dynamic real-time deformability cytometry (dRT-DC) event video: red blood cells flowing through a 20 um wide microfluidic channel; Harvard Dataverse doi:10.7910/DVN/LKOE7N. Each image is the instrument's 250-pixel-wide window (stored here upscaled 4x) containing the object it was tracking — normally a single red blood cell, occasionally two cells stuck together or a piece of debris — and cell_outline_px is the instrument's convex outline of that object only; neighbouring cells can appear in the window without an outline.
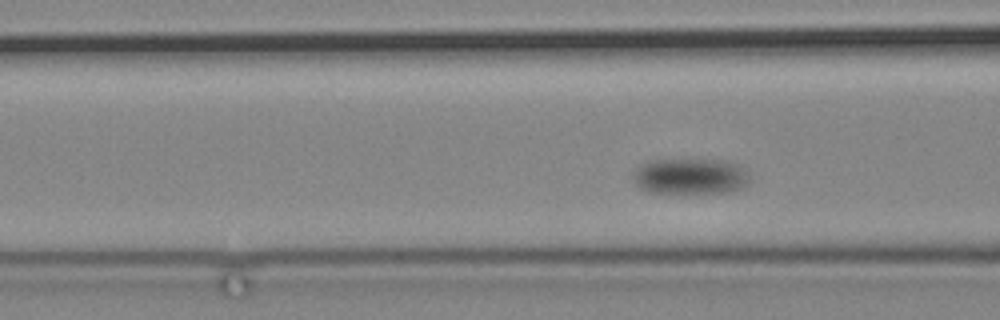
{"species": "common noctule bat (a hibernating species)", "species_latin": "Nyctalus noctula", "temperature_condition": "cold", "stored_images_in_passage": 53, "camera_frame_rate_fps": 3000, "um_per_image_px": 0.085, "animal": {"sex": "male", "body_mass_g": 19.2, "forearm_length_mm": 51.8}, "frame": {"image": 1, "passage_image": 9, "time_ms": 2.667, "image_size_px": [1000, 320], "cell_outline_px": [[752, 176], [748, 184], [732, 192], [652, 192], [636, 188], [632, 176], [632, 172], [636, 168], [652, 160], [724, 160], [740, 164]], "centroid_in_image_um": [58.71, 14.98], "position_along_channel_um": 107.9, "area_um2": 24.57}}
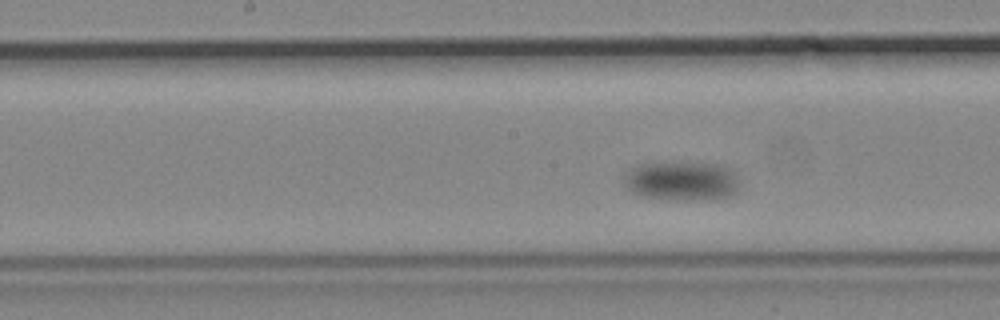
{"frame": {"image": 2, "passage_image": 20, "time_ms": 6.333, "image_size_px": [1000, 320], "cell_outline_px": [[736, 192], [728, 196], [704, 200], [676, 200], [644, 196], [632, 192], [624, 184], [624, 176], [636, 164], [652, 160], [696, 160], [716, 164], [728, 168], [732, 172], [736, 180]], "centroid_in_image_um": [57.87, 15.3], "position_along_channel_um": 190.3, "area_um2": 27.34}}
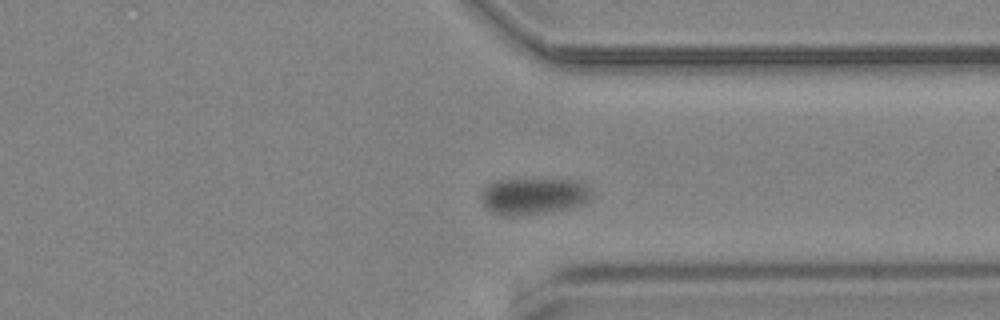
{"frame": {"image": 3, "passage_image": 42, "time_ms": 13.667, "image_size_px": [1000, 320], "cell_outline_px": [[592, 196], [588, 200], [572, 208], [544, 212], [492, 212], [484, 204], [484, 188], [488, 184], [496, 180], [572, 180], [584, 184], [588, 188]], "centroid_in_image_um": [45.43, 16.62], "position_along_channel_um": 366.0, "area_um2": 22.02}}